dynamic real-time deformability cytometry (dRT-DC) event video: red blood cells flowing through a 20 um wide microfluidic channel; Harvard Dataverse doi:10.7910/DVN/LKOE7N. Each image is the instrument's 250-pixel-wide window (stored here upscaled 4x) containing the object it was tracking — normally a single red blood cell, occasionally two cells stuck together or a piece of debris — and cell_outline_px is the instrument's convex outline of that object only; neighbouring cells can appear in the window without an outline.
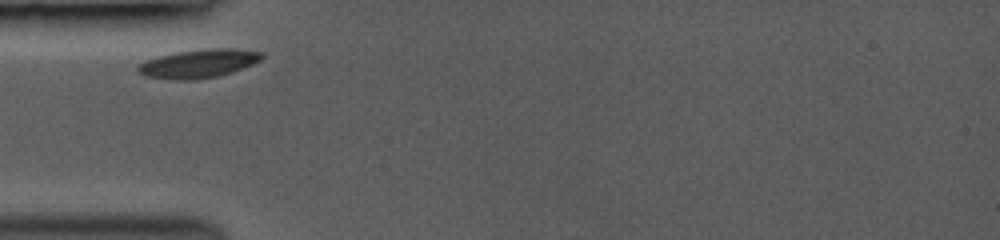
{"species": "common noctule bat (a hibernating species)", "species_latin": "Nyctalus noctula", "temperature_condition": "room temperature", "stored_images_in_passage": 4, "segment_of_instrument_passage": [1, 2], "camera_frame_rate_fps": 3000, "um_per_image_px": 0.085, "animal": {"sex": "female", "body_mass_g": 19.0, "forearm_length_mm": 53.3}, "frame": {"image": 1, "passage_image": 1, "time_ms": 0.0, "image_size_px": [1000, 240], "cell_outline_px": [[264, 56], [260, 60], [252, 64], [232, 72], [216, 76], [196, 80], [176, 80], [144, 76], [136, 72], [136, 68], [144, 60], [176, 52], [204, 48], [232, 48], [264, 52]], "centroid_in_image_um": [16.86, 5.4], "position_along_channel_um": 68.1, "area_um2": 20.75}}
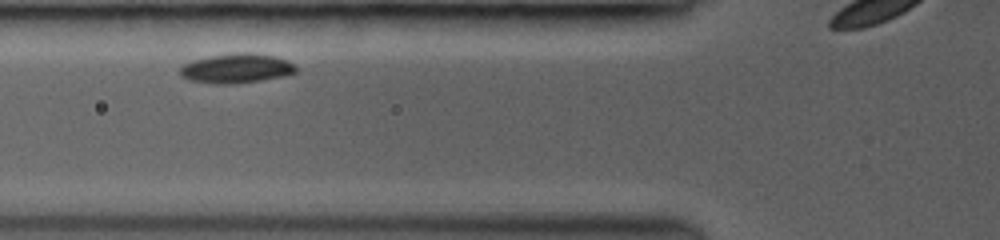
{"frame": {"image": 2, "passage_image": 2, "time_ms": 1.0, "image_size_px": [1000, 240], "cell_outline_px": [[296, 72], [284, 76], [260, 80], [232, 84], [212, 84], [188, 80], [180, 76], [180, 68], [184, 64], [192, 60], [212, 56], [244, 52], [252, 52], [276, 56], [288, 60], [296, 68]], "centroid_in_image_um": [20.08, 5.81], "position_along_channel_um": 105.7, "area_um2": 19.94}}